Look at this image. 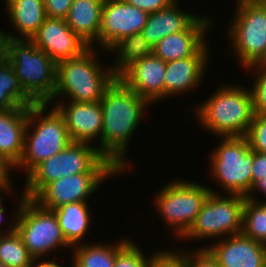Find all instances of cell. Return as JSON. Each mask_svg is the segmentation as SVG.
I'll list each match as a JSON object with an SVG mask.
<instances>
[{
  "instance_id": "cell-1",
  "label": "cell",
  "mask_w": 266,
  "mask_h": 267,
  "mask_svg": "<svg viewBox=\"0 0 266 267\" xmlns=\"http://www.w3.org/2000/svg\"><path fill=\"white\" fill-rule=\"evenodd\" d=\"M100 104L103 111L102 135L96 149L124 174L133 168L126 156L129 155L130 141L150 103L116 78L105 90Z\"/></svg>"
},
{
  "instance_id": "cell-2",
  "label": "cell",
  "mask_w": 266,
  "mask_h": 267,
  "mask_svg": "<svg viewBox=\"0 0 266 267\" xmlns=\"http://www.w3.org/2000/svg\"><path fill=\"white\" fill-rule=\"evenodd\" d=\"M249 86L220 85L209 98L197 104L199 126L217 137L245 136L255 115Z\"/></svg>"
},
{
  "instance_id": "cell-3",
  "label": "cell",
  "mask_w": 266,
  "mask_h": 267,
  "mask_svg": "<svg viewBox=\"0 0 266 267\" xmlns=\"http://www.w3.org/2000/svg\"><path fill=\"white\" fill-rule=\"evenodd\" d=\"M0 52L8 59L26 95L35 103H49L56 89L57 64L30 39L0 38Z\"/></svg>"
},
{
  "instance_id": "cell-4",
  "label": "cell",
  "mask_w": 266,
  "mask_h": 267,
  "mask_svg": "<svg viewBox=\"0 0 266 267\" xmlns=\"http://www.w3.org/2000/svg\"><path fill=\"white\" fill-rule=\"evenodd\" d=\"M95 49L90 47L74 59L57 63L56 89L52 100L48 103L50 106L54 105L56 100L60 101L61 97H68L66 100L73 102L101 100L105 90L116 77L111 66H107V69L101 64Z\"/></svg>"
},
{
  "instance_id": "cell-5",
  "label": "cell",
  "mask_w": 266,
  "mask_h": 267,
  "mask_svg": "<svg viewBox=\"0 0 266 267\" xmlns=\"http://www.w3.org/2000/svg\"><path fill=\"white\" fill-rule=\"evenodd\" d=\"M49 106L42 103L28 107L23 153L13 172L14 169L22 171V174L24 171L27 176L38 164L58 154L72 142L63 116L54 106L48 110Z\"/></svg>"
},
{
  "instance_id": "cell-6",
  "label": "cell",
  "mask_w": 266,
  "mask_h": 267,
  "mask_svg": "<svg viewBox=\"0 0 266 267\" xmlns=\"http://www.w3.org/2000/svg\"><path fill=\"white\" fill-rule=\"evenodd\" d=\"M79 173H121L96 145L71 142L61 152L38 164L27 176L23 192L33 199L48 183Z\"/></svg>"
},
{
  "instance_id": "cell-7",
  "label": "cell",
  "mask_w": 266,
  "mask_h": 267,
  "mask_svg": "<svg viewBox=\"0 0 266 267\" xmlns=\"http://www.w3.org/2000/svg\"><path fill=\"white\" fill-rule=\"evenodd\" d=\"M235 7L226 31L238 65L244 70L266 65V0L241 1Z\"/></svg>"
},
{
  "instance_id": "cell-8",
  "label": "cell",
  "mask_w": 266,
  "mask_h": 267,
  "mask_svg": "<svg viewBox=\"0 0 266 267\" xmlns=\"http://www.w3.org/2000/svg\"><path fill=\"white\" fill-rule=\"evenodd\" d=\"M207 184L195 183L192 180H172L161 186L153 198L158 216L169 228L175 238L181 239L195 222L208 195L211 193Z\"/></svg>"
},
{
  "instance_id": "cell-9",
  "label": "cell",
  "mask_w": 266,
  "mask_h": 267,
  "mask_svg": "<svg viewBox=\"0 0 266 267\" xmlns=\"http://www.w3.org/2000/svg\"><path fill=\"white\" fill-rule=\"evenodd\" d=\"M222 139L209 155V174L219 183L223 194L246 196L252 187L253 150L245 136Z\"/></svg>"
},
{
  "instance_id": "cell-10",
  "label": "cell",
  "mask_w": 266,
  "mask_h": 267,
  "mask_svg": "<svg viewBox=\"0 0 266 267\" xmlns=\"http://www.w3.org/2000/svg\"><path fill=\"white\" fill-rule=\"evenodd\" d=\"M202 209L195 222L180 239L214 241L237 235L242 232L245 196L238 194L223 195L220 190L210 188ZM212 239V240H211Z\"/></svg>"
},
{
  "instance_id": "cell-11",
  "label": "cell",
  "mask_w": 266,
  "mask_h": 267,
  "mask_svg": "<svg viewBox=\"0 0 266 267\" xmlns=\"http://www.w3.org/2000/svg\"><path fill=\"white\" fill-rule=\"evenodd\" d=\"M16 231L36 261L45 260L60 247L72 248L61 232L54 211L41 207L33 199H24L16 220Z\"/></svg>"
},
{
  "instance_id": "cell-12",
  "label": "cell",
  "mask_w": 266,
  "mask_h": 267,
  "mask_svg": "<svg viewBox=\"0 0 266 267\" xmlns=\"http://www.w3.org/2000/svg\"><path fill=\"white\" fill-rule=\"evenodd\" d=\"M122 173H79L48 183L34 198L41 207L54 210L63 204L87 201L103 181ZM106 179V180H105Z\"/></svg>"
},
{
  "instance_id": "cell-13",
  "label": "cell",
  "mask_w": 266,
  "mask_h": 267,
  "mask_svg": "<svg viewBox=\"0 0 266 267\" xmlns=\"http://www.w3.org/2000/svg\"><path fill=\"white\" fill-rule=\"evenodd\" d=\"M148 16V12L124 0H104L97 46L107 53L123 37L141 32Z\"/></svg>"
},
{
  "instance_id": "cell-14",
  "label": "cell",
  "mask_w": 266,
  "mask_h": 267,
  "mask_svg": "<svg viewBox=\"0 0 266 267\" xmlns=\"http://www.w3.org/2000/svg\"><path fill=\"white\" fill-rule=\"evenodd\" d=\"M30 40L56 64L74 59L90 48L67 25L65 19L47 17Z\"/></svg>"
},
{
  "instance_id": "cell-15",
  "label": "cell",
  "mask_w": 266,
  "mask_h": 267,
  "mask_svg": "<svg viewBox=\"0 0 266 267\" xmlns=\"http://www.w3.org/2000/svg\"><path fill=\"white\" fill-rule=\"evenodd\" d=\"M206 42L193 56L166 62L164 81V99L172 96L185 95L196 91L206 77L208 64L211 62L210 53ZM196 88V89H195Z\"/></svg>"
},
{
  "instance_id": "cell-16",
  "label": "cell",
  "mask_w": 266,
  "mask_h": 267,
  "mask_svg": "<svg viewBox=\"0 0 266 267\" xmlns=\"http://www.w3.org/2000/svg\"><path fill=\"white\" fill-rule=\"evenodd\" d=\"M64 101L61 98L60 102H56L53 106L63 116L72 142L94 144V141H98L99 144L103 123V111L100 101Z\"/></svg>"
},
{
  "instance_id": "cell-17",
  "label": "cell",
  "mask_w": 266,
  "mask_h": 267,
  "mask_svg": "<svg viewBox=\"0 0 266 267\" xmlns=\"http://www.w3.org/2000/svg\"><path fill=\"white\" fill-rule=\"evenodd\" d=\"M216 241H212L210 246H202V249L211 255L219 267H266L265 244L242 233Z\"/></svg>"
},
{
  "instance_id": "cell-18",
  "label": "cell",
  "mask_w": 266,
  "mask_h": 267,
  "mask_svg": "<svg viewBox=\"0 0 266 267\" xmlns=\"http://www.w3.org/2000/svg\"><path fill=\"white\" fill-rule=\"evenodd\" d=\"M165 73L166 62L152 54L133 64L119 79L152 106L165 101Z\"/></svg>"
},
{
  "instance_id": "cell-19",
  "label": "cell",
  "mask_w": 266,
  "mask_h": 267,
  "mask_svg": "<svg viewBox=\"0 0 266 267\" xmlns=\"http://www.w3.org/2000/svg\"><path fill=\"white\" fill-rule=\"evenodd\" d=\"M214 19L200 16L184 31L170 34L153 47V54L164 62L193 56L208 40L206 36Z\"/></svg>"
},
{
  "instance_id": "cell-20",
  "label": "cell",
  "mask_w": 266,
  "mask_h": 267,
  "mask_svg": "<svg viewBox=\"0 0 266 267\" xmlns=\"http://www.w3.org/2000/svg\"><path fill=\"white\" fill-rule=\"evenodd\" d=\"M28 107L0 110V157L14 168L21 159Z\"/></svg>"
},
{
  "instance_id": "cell-21",
  "label": "cell",
  "mask_w": 266,
  "mask_h": 267,
  "mask_svg": "<svg viewBox=\"0 0 266 267\" xmlns=\"http://www.w3.org/2000/svg\"><path fill=\"white\" fill-rule=\"evenodd\" d=\"M10 26L16 30H0V38L31 39L47 18L43 0H4ZM8 12V13H7ZM17 35V36H16Z\"/></svg>"
},
{
  "instance_id": "cell-22",
  "label": "cell",
  "mask_w": 266,
  "mask_h": 267,
  "mask_svg": "<svg viewBox=\"0 0 266 267\" xmlns=\"http://www.w3.org/2000/svg\"><path fill=\"white\" fill-rule=\"evenodd\" d=\"M176 1L173 5L149 13L147 23L141 33L152 48L170 34L186 30L199 16L181 10Z\"/></svg>"
},
{
  "instance_id": "cell-23",
  "label": "cell",
  "mask_w": 266,
  "mask_h": 267,
  "mask_svg": "<svg viewBox=\"0 0 266 267\" xmlns=\"http://www.w3.org/2000/svg\"><path fill=\"white\" fill-rule=\"evenodd\" d=\"M103 3L104 0H73L65 19L67 25L93 48L98 44Z\"/></svg>"
},
{
  "instance_id": "cell-24",
  "label": "cell",
  "mask_w": 266,
  "mask_h": 267,
  "mask_svg": "<svg viewBox=\"0 0 266 267\" xmlns=\"http://www.w3.org/2000/svg\"><path fill=\"white\" fill-rule=\"evenodd\" d=\"M89 207L88 201H81L63 204L53 210L61 232L71 247L85 243L84 236L89 233L87 231L92 220Z\"/></svg>"
},
{
  "instance_id": "cell-25",
  "label": "cell",
  "mask_w": 266,
  "mask_h": 267,
  "mask_svg": "<svg viewBox=\"0 0 266 267\" xmlns=\"http://www.w3.org/2000/svg\"><path fill=\"white\" fill-rule=\"evenodd\" d=\"M122 237L114 244L92 242L73 246L72 267H114L117 253L130 241ZM98 243V244H97Z\"/></svg>"
},
{
  "instance_id": "cell-26",
  "label": "cell",
  "mask_w": 266,
  "mask_h": 267,
  "mask_svg": "<svg viewBox=\"0 0 266 267\" xmlns=\"http://www.w3.org/2000/svg\"><path fill=\"white\" fill-rule=\"evenodd\" d=\"M107 52L116 58L109 64L116 78H119L128 68L142 58L152 55L153 48L143 37L141 32L128 35L116 42ZM112 52V53H111Z\"/></svg>"
},
{
  "instance_id": "cell-27",
  "label": "cell",
  "mask_w": 266,
  "mask_h": 267,
  "mask_svg": "<svg viewBox=\"0 0 266 267\" xmlns=\"http://www.w3.org/2000/svg\"><path fill=\"white\" fill-rule=\"evenodd\" d=\"M34 104L20 86L12 65L0 52V110H15Z\"/></svg>"
},
{
  "instance_id": "cell-28",
  "label": "cell",
  "mask_w": 266,
  "mask_h": 267,
  "mask_svg": "<svg viewBox=\"0 0 266 267\" xmlns=\"http://www.w3.org/2000/svg\"><path fill=\"white\" fill-rule=\"evenodd\" d=\"M0 262L8 267H31L36 260L24 246L21 236L15 230L0 236Z\"/></svg>"
},
{
  "instance_id": "cell-29",
  "label": "cell",
  "mask_w": 266,
  "mask_h": 267,
  "mask_svg": "<svg viewBox=\"0 0 266 267\" xmlns=\"http://www.w3.org/2000/svg\"><path fill=\"white\" fill-rule=\"evenodd\" d=\"M248 238L266 245V204L245 198L242 232Z\"/></svg>"
},
{
  "instance_id": "cell-30",
  "label": "cell",
  "mask_w": 266,
  "mask_h": 267,
  "mask_svg": "<svg viewBox=\"0 0 266 267\" xmlns=\"http://www.w3.org/2000/svg\"><path fill=\"white\" fill-rule=\"evenodd\" d=\"M145 251L130 240L116 255L114 267H150L152 254L146 256Z\"/></svg>"
},
{
  "instance_id": "cell-31",
  "label": "cell",
  "mask_w": 266,
  "mask_h": 267,
  "mask_svg": "<svg viewBox=\"0 0 266 267\" xmlns=\"http://www.w3.org/2000/svg\"><path fill=\"white\" fill-rule=\"evenodd\" d=\"M245 69L256 75L249 88L252 94L254 113L266 115V65H254Z\"/></svg>"
},
{
  "instance_id": "cell-32",
  "label": "cell",
  "mask_w": 266,
  "mask_h": 267,
  "mask_svg": "<svg viewBox=\"0 0 266 267\" xmlns=\"http://www.w3.org/2000/svg\"><path fill=\"white\" fill-rule=\"evenodd\" d=\"M245 137L251 150L266 153V115H254Z\"/></svg>"
},
{
  "instance_id": "cell-33",
  "label": "cell",
  "mask_w": 266,
  "mask_h": 267,
  "mask_svg": "<svg viewBox=\"0 0 266 267\" xmlns=\"http://www.w3.org/2000/svg\"><path fill=\"white\" fill-rule=\"evenodd\" d=\"M177 251L171 250L170 248L166 250L155 251L152 254V261L150 267H188V249H182V247ZM186 251V252H185Z\"/></svg>"
},
{
  "instance_id": "cell-34",
  "label": "cell",
  "mask_w": 266,
  "mask_h": 267,
  "mask_svg": "<svg viewBox=\"0 0 266 267\" xmlns=\"http://www.w3.org/2000/svg\"><path fill=\"white\" fill-rule=\"evenodd\" d=\"M48 18L66 19L73 0H43Z\"/></svg>"
},
{
  "instance_id": "cell-35",
  "label": "cell",
  "mask_w": 266,
  "mask_h": 267,
  "mask_svg": "<svg viewBox=\"0 0 266 267\" xmlns=\"http://www.w3.org/2000/svg\"><path fill=\"white\" fill-rule=\"evenodd\" d=\"M188 267H219V264L205 249L197 247L196 250H188Z\"/></svg>"
},
{
  "instance_id": "cell-36",
  "label": "cell",
  "mask_w": 266,
  "mask_h": 267,
  "mask_svg": "<svg viewBox=\"0 0 266 267\" xmlns=\"http://www.w3.org/2000/svg\"><path fill=\"white\" fill-rule=\"evenodd\" d=\"M14 188V186L13 187H10V188H8V189H5V190H1L0 191V225L2 226V224H3V222L5 221V211H6V209H5V207L4 206H2L4 203V200H3V196L1 195L2 193H3V195L5 196L6 194H8L9 192H11L12 191V189ZM21 198H20V200H18L19 202L18 203H16V206H17V208H15L16 210L14 211V213H13V221H12V219H11V221H9V222H11L12 224H9L10 226H8L9 228H5L4 230H2L3 229V227L0 229V236L1 235H6V234H9V233H11V232H14L15 230H16V220H17V217H18V213H19V210H20V207H21V205H22V203H23V201H24V199L26 198V196H25V194L23 193H21V196H20ZM4 219V220H3Z\"/></svg>"
},
{
  "instance_id": "cell-37",
  "label": "cell",
  "mask_w": 266,
  "mask_h": 267,
  "mask_svg": "<svg viewBox=\"0 0 266 267\" xmlns=\"http://www.w3.org/2000/svg\"><path fill=\"white\" fill-rule=\"evenodd\" d=\"M126 3L131 4L140 10L148 13L159 11L160 9L167 8L173 5L177 0H124Z\"/></svg>"
},
{
  "instance_id": "cell-38",
  "label": "cell",
  "mask_w": 266,
  "mask_h": 267,
  "mask_svg": "<svg viewBox=\"0 0 266 267\" xmlns=\"http://www.w3.org/2000/svg\"><path fill=\"white\" fill-rule=\"evenodd\" d=\"M266 178V153L253 151L252 184Z\"/></svg>"
},
{
  "instance_id": "cell-39",
  "label": "cell",
  "mask_w": 266,
  "mask_h": 267,
  "mask_svg": "<svg viewBox=\"0 0 266 267\" xmlns=\"http://www.w3.org/2000/svg\"><path fill=\"white\" fill-rule=\"evenodd\" d=\"M13 168L0 157V191L13 187V180L10 177Z\"/></svg>"
},
{
  "instance_id": "cell-40",
  "label": "cell",
  "mask_w": 266,
  "mask_h": 267,
  "mask_svg": "<svg viewBox=\"0 0 266 267\" xmlns=\"http://www.w3.org/2000/svg\"><path fill=\"white\" fill-rule=\"evenodd\" d=\"M258 192L262 193L261 195L262 196L264 195L263 197L266 198V178L256 180L252 184L250 191L247 193V195L245 197L250 199V200L264 203L266 200H264V199L259 200L258 197L256 196V193H258Z\"/></svg>"
},
{
  "instance_id": "cell-41",
  "label": "cell",
  "mask_w": 266,
  "mask_h": 267,
  "mask_svg": "<svg viewBox=\"0 0 266 267\" xmlns=\"http://www.w3.org/2000/svg\"><path fill=\"white\" fill-rule=\"evenodd\" d=\"M55 256L51 259L36 261L31 267H64L63 264L61 265L60 261L57 262ZM60 263V264H59Z\"/></svg>"
},
{
  "instance_id": "cell-42",
  "label": "cell",
  "mask_w": 266,
  "mask_h": 267,
  "mask_svg": "<svg viewBox=\"0 0 266 267\" xmlns=\"http://www.w3.org/2000/svg\"><path fill=\"white\" fill-rule=\"evenodd\" d=\"M0 267H8V266L5 265L4 263L0 262Z\"/></svg>"
},
{
  "instance_id": "cell-43",
  "label": "cell",
  "mask_w": 266,
  "mask_h": 267,
  "mask_svg": "<svg viewBox=\"0 0 266 267\" xmlns=\"http://www.w3.org/2000/svg\"><path fill=\"white\" fill-rule=\"evenodd\" d=\"M241 1H251V0H235V3L241 2Z\"/></svg>"
}]
</instances>
